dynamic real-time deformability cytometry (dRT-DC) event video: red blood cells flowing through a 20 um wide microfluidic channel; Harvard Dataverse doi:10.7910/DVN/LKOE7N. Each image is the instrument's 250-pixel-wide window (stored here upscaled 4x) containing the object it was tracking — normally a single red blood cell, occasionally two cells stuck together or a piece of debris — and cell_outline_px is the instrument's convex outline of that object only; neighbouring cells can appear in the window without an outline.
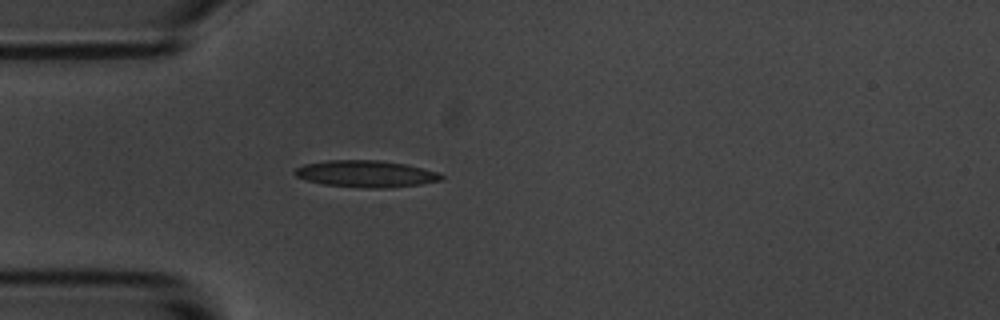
{"species": "common noctule bat (a hibernating species)", "species_latin": "Nyctalus noctula", "temperature_condition": "room temperature", "stored_images_in_passage": 3, "camera_frame_rate_fps": 3000, "um_per_image_px": 0.085, "animal": {"sex": "male", "body_mass_g": 20.1, "forearm_length_mm": 53.5}, "frame": {"image": 1, "passage_image": 3, "time_ms": 3.333, "image_size_px": [1000, 320], "cell_outline_px": [[444, 180], [420, 184], [388, 188], [368, 188], [324, 184], [308, 180], [296, 176], [292, 172], [296, 168], [304, 164], [328, 160], [380, 160], [404, 164], [436, 172], [444, 176]], "centroid_in_image_um": [31.1, 14.77], "position_along_channel_um": 53.9, "area_um2": 22.66}}